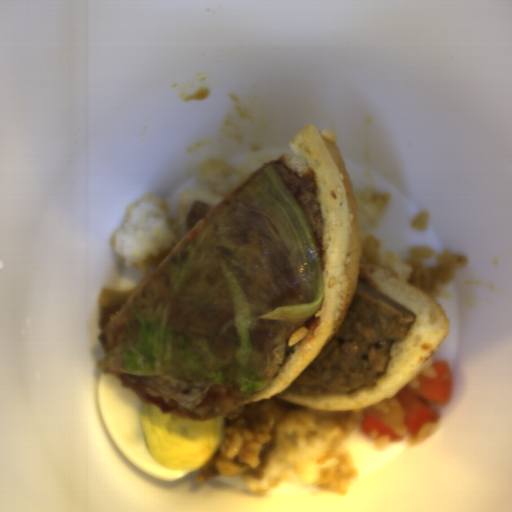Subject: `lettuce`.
<instances>
[{
	"label": "lettuce",
	"instance_id": "lettuce-1",
	"mask_svg": "<svg viewBox=\"0 0 512 512\" xmlns=\"http://www.w3.org/2000/svg\"><path fill=\"white\" fill-rule=\"evenodd\" d=\"M316 240L273 164L165 267L130 310L124 370L254 397L321 308Z\"/></svg>",
	"mask_w": 512,
	"mask_h": 512
}]
</instances>
